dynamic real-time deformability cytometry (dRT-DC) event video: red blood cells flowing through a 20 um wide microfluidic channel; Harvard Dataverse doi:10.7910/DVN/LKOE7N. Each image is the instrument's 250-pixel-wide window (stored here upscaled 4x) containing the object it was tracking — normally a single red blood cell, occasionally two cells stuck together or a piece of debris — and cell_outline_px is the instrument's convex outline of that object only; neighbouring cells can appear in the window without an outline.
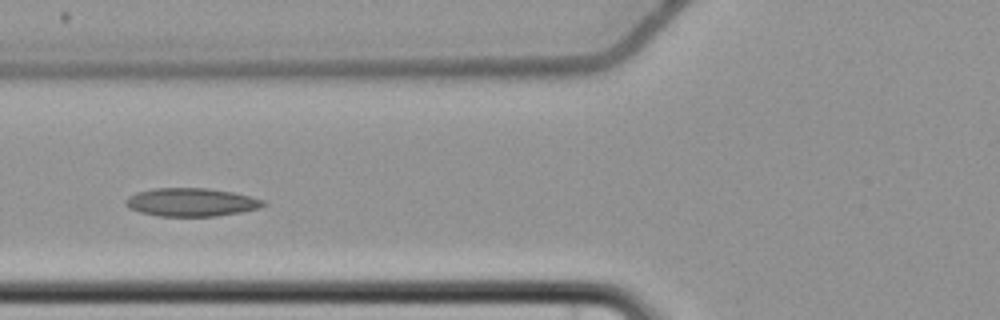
{"species": "common noctule bat (a hibernating species)", "species_latin": "Nyctalus noctula", "temperature_condition": "cold", "stored_images_in_passage": 7, "camera_frame_rate_fps": 3000, "um_per_image_px": 0.085, "animal": {"sex": "female", "body_mass_g": 22.7, "forearm_length_mm": 54.2}, "frame": {"image": 1, "passage_image": 5, "time_ms": 5.0, "image_size_px": [1000, 320], "cell_outline_px": [[268, 204], [260, 208], [240, 212], [216, 216], [160, 216], [140, 212], [128, 208], [124, 204], [124, 200], [128, 196], [136, 192], [152, 188], [208, 188], [232, 192], [264, 200]], "centroid_in_image_um": [16.23, 17.18], "position_along_channel_um": 109.6, "area_um2": 22.77}}
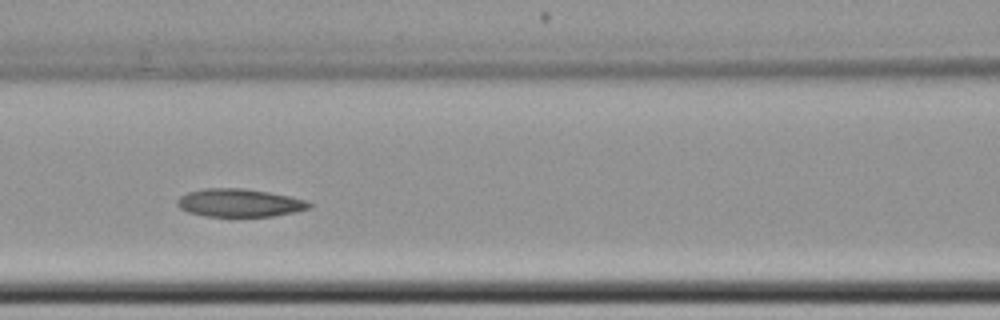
{"frame": {"image": 2, "passage_image": 6, "time_ms": 6.0, "image_size_px": [1000, 320], "cell_outline_px": [[312, 204], [308, 208], [292, 212], [272, 216], [204, 216], [188, 212], [180, 208], [176, 204], [176, 200], [180, 196], [188, 192], [204, 188], [244, 188], [268, 192], [308, 200]], "centroid_in_image_um": [20.31, 17.23], "position_along_channel_um": 146.3, "area_um2": 21.44}}
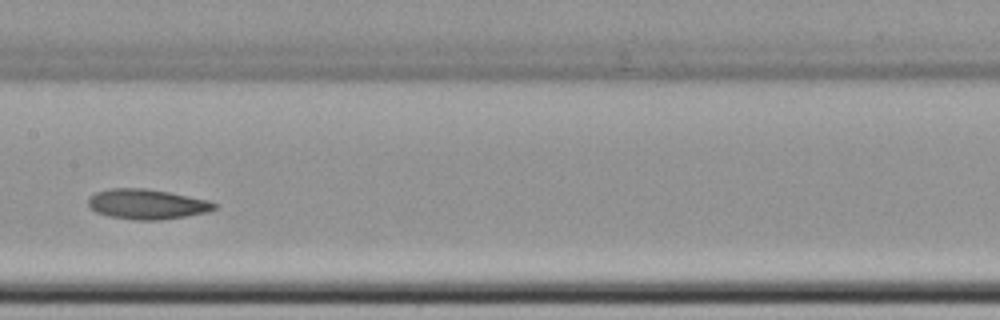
{"frame": {"image": 3, "passage_image": 7, "time_ms": 7.333, "image_size_px": [1000, 320], "cell_outline_px": [[216, 208], [204, 212], [184, 216], [156, 220], [136, 220], [108, 216], [96, 212], [88, 204], [88, 196], [96, 192], [108, 188], [144, 188], [168, 192], [208, 200], [216, 204]], "centroid_in_image_um": [12.42, 17.34], "position_along_channel_um": 195.0, "area_um2": 21.85}}